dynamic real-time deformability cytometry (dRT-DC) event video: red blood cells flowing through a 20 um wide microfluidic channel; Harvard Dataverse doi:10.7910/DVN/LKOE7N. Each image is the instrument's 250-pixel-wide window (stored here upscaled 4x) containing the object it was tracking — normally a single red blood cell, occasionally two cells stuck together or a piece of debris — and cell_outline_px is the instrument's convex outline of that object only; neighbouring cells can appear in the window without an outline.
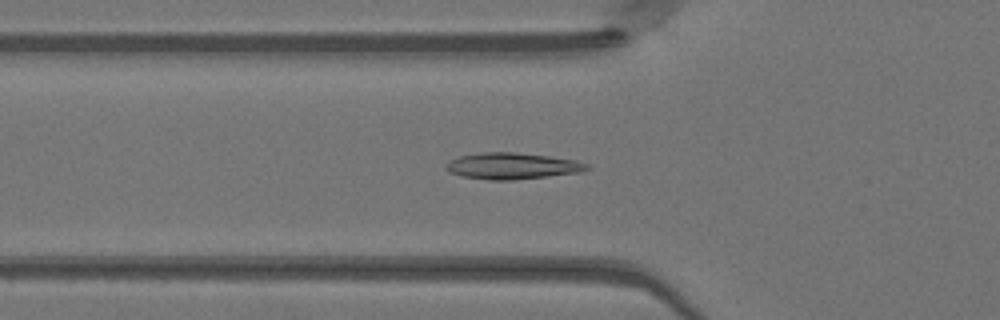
{"species": "Egyptian fruit bat (a non-hibernating species)", "species_latin": "Rousettus aegyptiacus", "temperature_condition": "warm", "stored_images_in_passage": 50, "camera_frame_rate_fps": 3000, "um_per_image_px": 0.085, "animal": {"sex": "female"}, "frame": {"image": 1, "passage_image": 17, "time_ms": 5.333, "image_size_px": [1000, 320], "cell_outline_px": [[592, 168], [584, 172], [512, 180], [488, 180], [460, 176], [448, 172], [444, 168], [444, 164], [460, 156], [484, 152], [512, 152], [548, 156], [576, 160], [588, 164]], "centroid_in_image_um": [43.55, 14.12], "position_along_channel_um": 82.3, "area_um2": 21.79}}
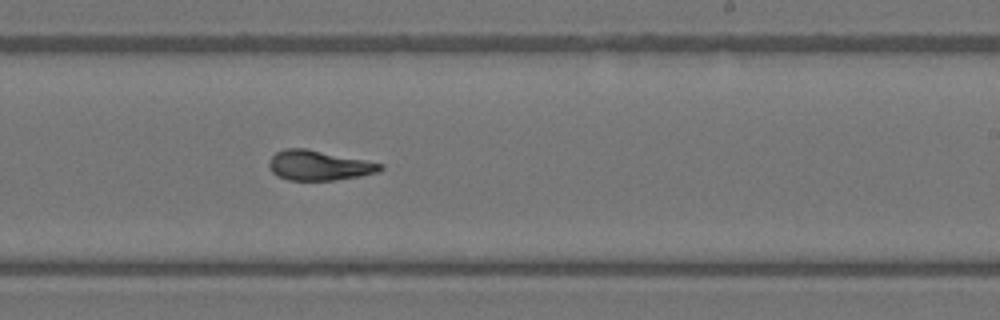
{"frame": {"image": 2, "passage_image": 30, "time_ms": 9.667, "image_size_px": [1000, 320], "cell_outline_px": [[384, 168], [380, 172], [360, 176], [336, 180], [288, 180], [276, 176], [272, 172], [268, 164], [272, 156], [276, 152], [284, 148], [304, 148], [384, 164]], "centroid_in_image_um": [27.1, 14.07], "position_along_channel_um": 261.9, "area_um2": 19.36}}
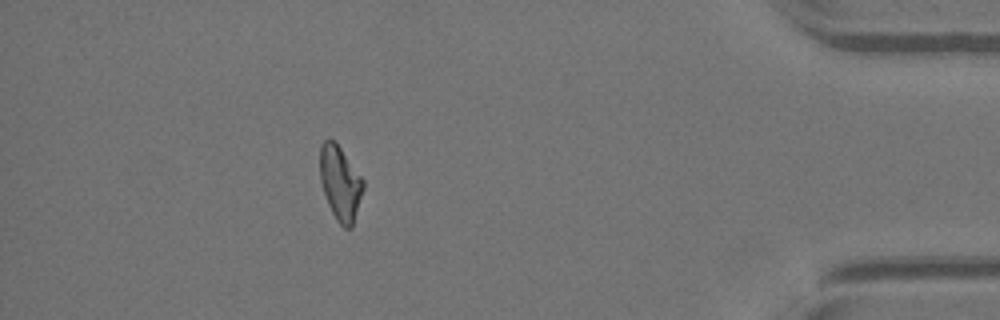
{"frame": {"image": 3, "passage_image": 44, "time_ms": 14.333, "image_size_px": [1000, 320], "cell_outline_px": [[364, 188], [352, 228], [344, 228], [336, 220], [328, 204], [320, 180], [320, 144], [328, 136], [336, 140], [364, 180]], "centroid_in_image_um": [28.92, 15.51], "position_along_channel_um": 406.3, "area_um2": 19.07}}